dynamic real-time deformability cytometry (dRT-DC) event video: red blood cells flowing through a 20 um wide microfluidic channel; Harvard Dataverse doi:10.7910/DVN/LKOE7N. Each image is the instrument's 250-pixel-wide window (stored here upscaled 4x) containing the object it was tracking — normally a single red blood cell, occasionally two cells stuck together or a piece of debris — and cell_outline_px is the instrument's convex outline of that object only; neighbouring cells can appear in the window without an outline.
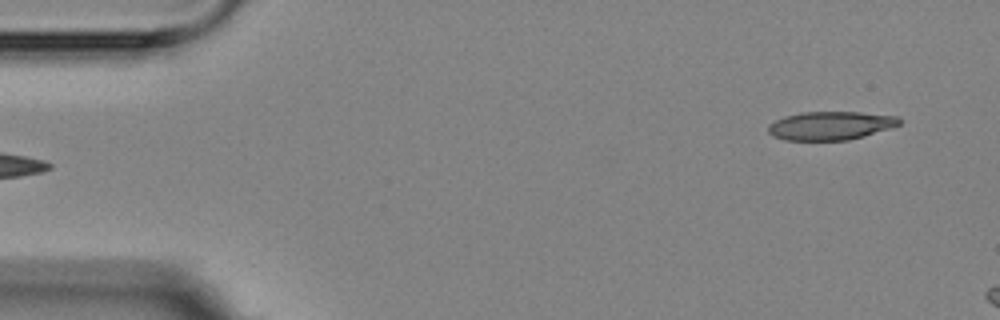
{"species": "Egyptian fruit bat (a non-hibernating species)", "species_latin": "Rousettus aegyptiacus", "temperature_condition": "room temperature", "stored_images_in_passage": 4, "segment_of_instrument_passage": [2, 2], "camera_frame_rate_fps": 3000, "um_per_image_px": 0.085, "animal": {"sex": "female"}, "frame": {"image": 1, "passage_image": 4, "time_ms": 6.0, "image_size_px": [1000, 320], "cell_outline_px": [[900, 124], [892, 128], [864, 136], [848, 140], [784, 140], [772, 136], [768, 132], [768, 124], [784, 116], [800, 112], [860, 112], [900, 116]], "centroid_in_image_um": [70.6, 10.67], "position_along_channel_um": 14.4, "area_um2": 21.96}}